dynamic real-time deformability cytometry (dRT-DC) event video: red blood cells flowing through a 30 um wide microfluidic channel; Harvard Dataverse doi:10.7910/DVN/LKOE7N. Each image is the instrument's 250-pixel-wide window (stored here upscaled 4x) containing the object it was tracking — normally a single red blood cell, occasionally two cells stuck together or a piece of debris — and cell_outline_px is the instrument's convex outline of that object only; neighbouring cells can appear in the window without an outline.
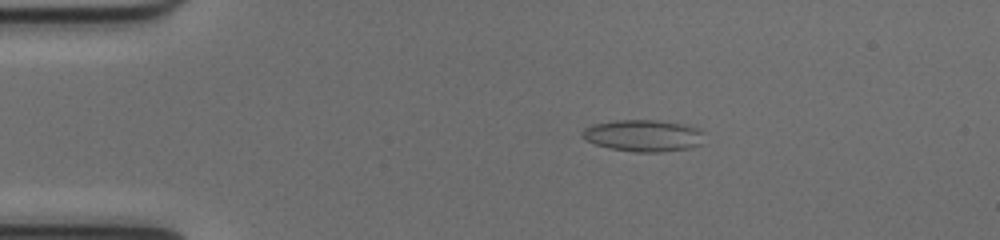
{"species": "common noctule bat (a hibernating species)", "species_latin": "Nyctalus noctula", "temperature_condition": "cold", "stored_images_in_passage": 52, "camera_frame_rate_fps": 3000, "um_per_image_px": 0.085, "animal": {"sex": "female", "body_mass_g": 17.0, "forearm_length_mm": 48.0}, "frame": {"image": 1, "passage_image": 10, "time_ms": 3.0, "image_size_px": [1000, 240], "cell_outline_px": [[696, 144], [684, 148], [656, 152], [636, 152], [612, 148], [596, 144], [588, 140], [584, 136], [584, 128], [596, 124], [616, 120], [652, 120], [680, 124], [692, 128], [696, 132]], "centroid_in_image_um": [54.51, 11.52], "position_along_channel_um": 30.5, "area_um2": 20.92}}
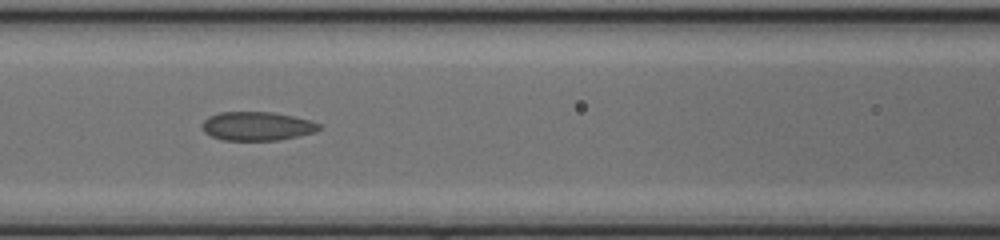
{"frame": {"image": 2, "passage_image": 23, "time_ms": 7.333, "image_size_px": [1000, 240], "cell_outline_px": [[320, 128], [312, 132], [296, 136], [276, 140], [224, 140], [212, 136], [204, 132], [204, 120], [208, 116], [220, 112], [272, 112], [292, 116], [308, 120], [320, 124]], "centroid_in_image_um": [21.81, 10.71], "position_along_channel_um": 144.8, "area_um2": 19.19}}
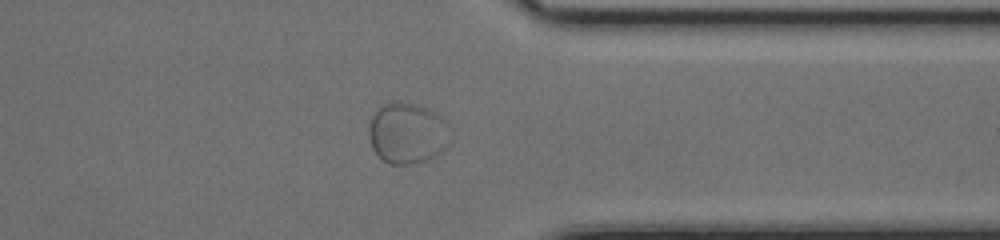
{"frame": {"image": 3, "passage_image": 41, "time_ms": 13.333, "image_size_px": [1000, 240], "cell_outline_px": [[452, 140], [436, 156], [412, 164], [388, 164], [380, 160], [372, 148], [368, 136], [368, 128], [372, 116], [384, 104], [392, 100], [400, 100], [428, 108], [436, 112], [448, 120]], "centroid_in_image_um": [34.64, 11.31], "position_along_channel_um": 376.8, "area_um2": 29.71}}